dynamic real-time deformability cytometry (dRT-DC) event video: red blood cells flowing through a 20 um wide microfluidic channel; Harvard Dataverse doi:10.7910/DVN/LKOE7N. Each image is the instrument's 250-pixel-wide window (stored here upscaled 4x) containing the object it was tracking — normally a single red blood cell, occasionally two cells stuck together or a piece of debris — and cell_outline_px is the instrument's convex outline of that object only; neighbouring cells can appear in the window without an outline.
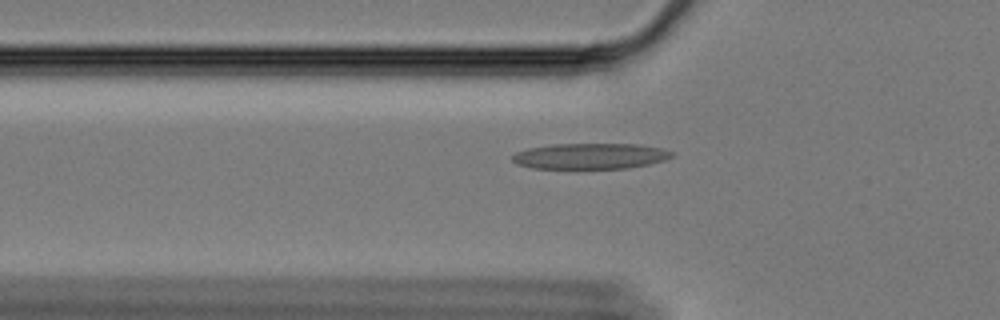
{"species": "Egyptian fruit bat (a non-hibernating species)", "species_latin": "Rousettus aegyptiacus", "temperature_condition": "cold", "stored_images_in_passage": 61, "camera_frame_rate_fps": 3000, "um_per_image_px": 0.085, "animal": {"sex": "female"}, "frame": {"image": 1, "passage_image": 21, "time_ms": 6.667, "image_size_px": [1000, 320], "cell_outline_px": [[676, 156], [664, 160], [648, 164], [628, 168], [532, 168], [516, 164], [512, 160], [512, 156], [516, 152], [528, 148], [552, 144], [640, 144], [660, 148], [676, 152]], "centroid_in_image_um": [50.2, 13.26], "position_along_channel_um": 75.6, "area_um2": 24.04}}
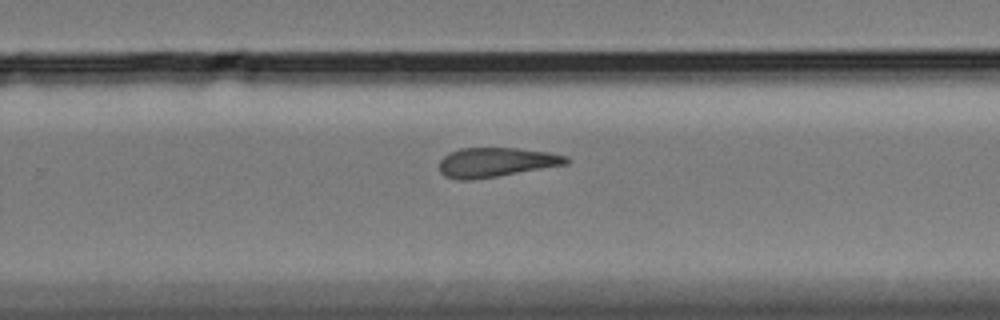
{"frame": {"image": 2, "passage_image": 40, "time_ms": 13.0, "image_size_px": [1000, 320], "cell_outline_px": [[572, 160], [568, 164], [472, 180], [456, 180], [444, 176], [440, 172], [440, 160], [448, 152], [460, 148], [516, 148], [548, 152], [568, 156]], "centroid_in_image_um": [42.16, 13.79], "position_along_channel_um": 287.6, "area_um2": 21.85}}
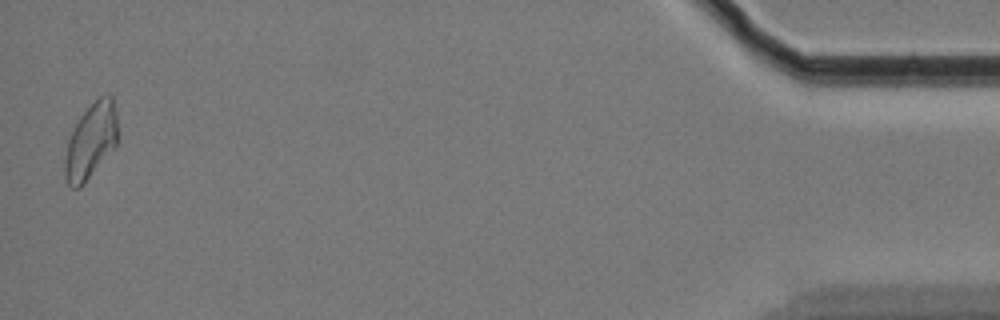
{"frame": {"image": 3, "passage_image": 60, "time_ms": 19.667, "image_size_px": [1000, 320], "cell_outline_px": [[116, 144], [84, 184], [80, 188], [72, 188], [68, 184], [64, 176], [64, 160], [68, 140], [80, 116], [100, 96], [112, 96], [116, 112]], "centroid_in_image_um": [7.69, 12.03], "position_along_channel_um": 427.5, "area_um2": 22.66}, "authors_computed_cell_mechanics": {"area_um2": 22.7154, "velocity_mm_per_s": 3.3485, "shape_relaxation_time_tau1_ms": null, "shape_relaxation_time_tau2_ms": 6.8632, "deformation_change_tau1": null, "deformation_change_tau2": 0.1906}}